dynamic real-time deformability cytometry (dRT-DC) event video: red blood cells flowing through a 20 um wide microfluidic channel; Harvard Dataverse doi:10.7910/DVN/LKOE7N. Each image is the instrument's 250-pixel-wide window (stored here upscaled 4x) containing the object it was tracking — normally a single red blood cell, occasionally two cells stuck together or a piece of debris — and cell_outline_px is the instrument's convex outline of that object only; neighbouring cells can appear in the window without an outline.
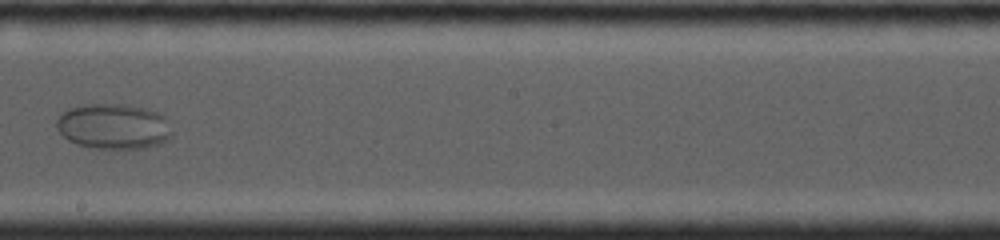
{"species": "common noctule bat (a hibernating species)", "species_latin": "Nyctalus noctula", "temperature_condition": "cold", "stored_images_in_passage": 25, "camera_frame_rate_fps": 4000, "um_per_image_px": 0.085, "animal": {"sex": "female", "body_mass_g": 19.0, "forearm_length_mm": 53.3}, "frame": {"image": 1, "passage_image": 22, "time_ms": 9.25, "image_size_px": [1000, 240], "cell_outline_px": [[172, 136], [168, 140], [160, 144], [124, 152], [96, 148], [76, 144], [68, 140], [56, 128], [56, 120], [68, 108], [84, 104], [124, 104], [144, 108], [156, 112], [164, 116], [172, 132]], "centroid_in_image_um": [9.66, 10.78], "position_along_channel_um": 238.5, "area_um2": 31.15}}